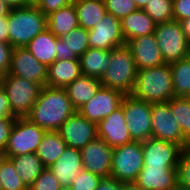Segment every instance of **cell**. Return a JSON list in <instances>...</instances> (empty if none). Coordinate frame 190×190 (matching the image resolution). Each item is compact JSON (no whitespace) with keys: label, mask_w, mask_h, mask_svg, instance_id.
<instances>
[{"label":"cell","mask_w":190,"mask_h":190,"mask_svg":"<svg viewBox=\"0 0 190 190\" xmlns=\"http://www.w3.org/2000/svg\"><path fill=\"white\" fill-rule=\"evenodd\" d=\"M75 112L65 88L45 85L26 118L45 131H59Z\"/></svg>","instance_id":"1"},{"label":"cell","mask_w":190,"mask_h":190,"mask_svg":"<svg viewBox=\"0 0 190 190\" xmlns=\"http://www.w3.org/2000/svg\"><path fill=\"white\" fill-rule=\"evenodd\" d=\"M131 95L151 104L169 101L174 97L170 64L138 70Z\"/></svg>","instance_id":"2"},{"label":"cell","mask_w":190,"mask_h":190,"mask_svg":"<svg viewBox=\"0 0 190 190\" xmlns=\"http://www.w3.org/2000/svg\"><path fill=\"white\" fill-rule=\"evenodd\" d=\"M8 27L9 44L13 48L26 47L32 39L47 28L46 16L34 3L11 8Z\"/></svg>","instance_id":"3"},{"label":"cell","mask_w":190,"mask_h":190,"mask_svg":"<svg viewBox=\"0 0 190 190\" xmlns=\"http://www.w3.org/2000/svg\"><path fill=\"white\" fill-rule=\"evenodd\" d=\"M137 67L130 49L124 45L111 50V59L100 82L103 87L116 89L124 95L132 93Z\"/></svg>","instance_id":"4"},{"label":"cell","mask_w":190,"mask_h":190,"mask_svg":"<svg viewBox=\"0 0 190 190\" xmlns=\"http://www.w3.org/2000/svg\"><path fill=\"white\" fill-rule=\"evenodd\" d=\"M0 85L8 96L11 111L16 117H26L31 112L42 88L39 83L10 73L0 77Z\"/></svg>","instance_id":"5"},{"label":"cell","mask_w":190,"mask_h":190,"mask_svg":"<svg viewBox=\"0 0 190 190\" xmlns=\"http://www.w3.org/2000/svg\"><path fill=\"white\" fill-rule=\"evenodd\" d=\"M164 62L172 64L190 55V42L178 21L159 23L154 32Z\"/></svg>","instance_id":"6"},{"label":"cell","mask_w":190,"mask_h":190,"mask_svg":"<svg viewBox=\"0 0 190 190\" xmlns=\"http://www.w3.org/2000/svg\"><path fill=\"white\" fill-rule=\"evenodd\" d=\"M46 131L26 117H16L3 155L6 158L35 153Z\"/></svg>","instance_id":"7"},{"label":"cell","mask_w":190,"mask_h":190,"mask_svg":"<svg viewBox=\"0 0 190 190\" xmlns=\"http://www.w3.org/2000/svg\"><path fill=\"white\" fill-rule=\"evenodd\" d=\"M132 141L143 142L152 138L151 103L125 95L120 104Z\"/></svg>","instance_id":"8"},{"label":"cell","mask_w":190,"mask_h":190,"mask_svg":"<svg viewBox=\"0 0 190 190\" xmlns=\"http://www.w3.org/2000/svg\"><path fill=\"white\" fill-rule=\"evenodd\" d=\"M143 165L142 142L132 141L113 148L110 176L121 182L135 181Z\"/></svg>","instance_id":"9"},{"label":"cell","mask_w":190,"mask_h":190,"mask_svg":"<svg viewBox=\"0 0 190 190\" xmlns=\"http://www.w3.org/2000/svg\"><path fill=\"white\" fill-rule=\"evenodd\" d=\"M152 138L164 140L187 148L189 140L183 135L174 118L169 101L151 104Z\"/></svg>","instance_id":"10"},{"label":"cell","mask_w":190,"mask_h":190,"mask_svg":"<svg viewBox=\"0 0 190 190\" xmlns=\"http://www.w3.org/2000/svg\"><path fill=\"white\" fill-rule=\"evenodd\" d=\"M90 48L112 50L126 45L120 20L106 13L95 26L88 31Z\"/></svg>","instance_id":"11"},{"label":"cell","mask_w":190,"mask_h":190,"mask_svg":"<svg viewBox=\"0 0 190 190\" xmlns=\"http://www.w3.org/2000/svg\"><path fill=\"white\" fill-rule=\"evenodd\" d=\"M124 96L119 90L101 86L95 96L82 105L77 112L90 122L98 124L120 106Z\"/></svg>","instance_id":"12"},{"label":"cell","mask_w":190,"mask_h":190,"mask_svg":"<svg viewBox=\"0 0 190 190\" xmlns=\"http://www.w3.org/2000/svg\"><path fill=\"white\" fill-rule=\"evenodd\" d=\"M8 73L39 83L42 87L46 85L47 66L40 63L27 47L13 48Z\"/></svg>","instance_id":"13"},{"label":"cell","mask_w":190,"mask_h":190,"mask_svg":"<svg viewBox=\"0 0 190 190\" xmlns=\"http://www.w3.org/2000/svg\"><path fill=\"white\" fill-rule=\"evenodd\" d=\"M59 134L69 147L81 149L98 137L97 124L77 111L60 127Z\"/></svg>","instance_id":"14"},{"label":"cell","mask_w":190,"mask_h":190,"mask_svg":"<svg viewBox=\"0 0 190 190\" xmlns=\"http://www.w3.org/2000/svg\"><path fill=\"white\" fill-rule=\"evenodd\" d=\"M83 169L102 178L109 177L111 173L113 148L101 138L88 143L80 149Z\"/></svg>","instance_id":"15"},{"label":"cell","mask_w":190,"mask_h":190,"mask_svg":"<svg viewBox=\"0 0 190 190\" xmlns=\"http://www.w3.org/2000/svg\"><path fill=\"white\" fill-rule=\"evenodd\" d=\"M97 134L111 148L132 142L121 105L97 124Z\"/></svg>","instance_id":"16"},{"label":"cell","mask_w":190,"mask_h":190,"mask_svg":"<svg viewBox=\"0 0 190 190\" xmlns=\"http://www.w3.org/2000/svg\"><path fill=\"white\" fill-rule=\"evenodd\" d=\"M182 148L172 142L148 138L142 142L144 164L177 166Z\"/></svg>","instance_id":"17"},{"label":"cell","mask_w":190,"mask_h":190,"mask_svg":"<svg viewBox=\"0 0 190 190\" xmlns=\"http://www.w3.org/2000/svg\"><path fill=\"white\" fill-rule=\"evenodd\" d=\"M138 70L163 65L164 59L154 34L133 38L126 42Z\"/></svg>","instance_id":"18"},{"label":"cell","mask_w":190,"mask_h":190,"mask_svg":"<svg viewBox=\"0 0 190 190\" xmlns=\"http://www.w3.org/2000/svg\"><path fill=\"white\" fill-rule=\"evenodd\" d=\"M135 182L144 190H169L177 183V166L144 164Z\"/></svg>","instance_id":"19"},{"label":"cell","mask_w":190,"mask_h":190,"mask_svg":"<svg viewBox=\"0 0 190 190\" xmlns=\"http://www.w3.org/2000/svg\"><path fill=\"white\" fill-rule=\"evenodd\" d=\"M49 169L53 172L62 187L70 186L73 179L83 169L80 149L67 146Z\"/></svg>","instance_id":"20"},{"label":"cell","mask_w":190,"mask_h":190,"mask_svg":"<svg viewBox=\"0 0 190 190\" xmlns=\"http://www.w3.org/2000/svg\"><path fill=\"white\" fill-rule=\"evenodd\" d=\"M82 75L79 59L55 60L47 67L46 85L65 88Z\"/></svg>","instance_id":"21"},{"label":"cell","mask_w":190,"mask_h":190,"mask_svg":"<svg viewBox=\"0 0 190 190\" xmlns=\"http://www.w3.org/2000/svg\"><path fill=\"white\" fill-rule=\"evenodd\" d=\"M125 42L144 35L154 34L156 23L143 10L138 9L120 20Z\"/></svg>","instance_id":"22"},{"label":"cell","mask_w":190,"mask_h":190,"mask_svg":"<svg viewBox=\"0 0 190 190\" xmlns=\"http://www.w3.org/2000/svg\"><path fill=\"white\" fill-rule=\"evenodd\" d=\"M101 86L102 84L99 79L82 75L68 84L65 89L73 108L77 111L95 96Z\"/></svg>","instance_id":"23"},{"label":"cell","mask_w":190,"mask_h":190,"mask_svg":"<svg viewBox=\"0 0 190 190\" xmlns=\"http://www.w3.org/2000/svg\"><path fill=\"white\" fill-rule=\"evenodd\" d=\"M47 28L58 38L79 27L74 2L46 16Z\"/></svg>","instance_id":"24"},{"label":"cell","mask_w":190,"mask_h":190,"mask_svg":"<svg viewBox=\"0 0 190 190\" xmlns=\"http://www.w3.org/2000/svg\"><path fill=\"white\" fill-rule=\"evenodd\" d=\"M56 37L48 28L38 34L26 46L40 63L50 66L56 60Z\"/></svg>","instance_id":"25"},{"label":"cell","mask_w":190,"mask_h":190,"mask_svg":"<svg viewBox=\"0 0 190 190\" xmlns=\"http://www.w3.org/2000/svg\"><path fill=\"white\" fill-rule=\"evenodd\" d=\"M111 59V50L89 48L80 58L82 74L101 79Z\"/></svg>","instance_id":"26"},{"label":"cell","mask_w":190,"mask_h":190,"mask_svg":"<svg viewBox=\"0 0 190 190\" xmlns=\"http://www.w3.org/2000/svg\"><path fill=\"white\" fill-rule=\"evenodd\" d=\"M13 162L18 176L23 183L29 188L45 169L41 159L36 153H27L9 157Z\"/></svg>","instance_id":"27"},{"label":"cell","mask_w":190,"mask_h":190,"mask_svg":"<svg viewBox=\"0 0 190 190\" xmlns=\"http://www.w3.org/2000/svg\"><path fill=\"white\" fill-rule=\"evenodd\" d=\"M79 27L89 31L107 13L104 0L74 1Z\"/></svg>","instance_id":"28"},{"label":"cell","mask_w":190,"mask_h":190,"mask_svg":"<svg viewBox=\"0 0 190 190\" xmlns=\"http://www.w3.org/2000/svg\"><path fill=\"white\" fill-rule=\"evenodd\" d=\"M67 146L58 131H46L35 153L45 168H49L61 156Z\"/></svg>","instance_id":"29"},{"label":"cell","mask_w":190,"mask_h":190,"mask_svg":"<svg viewBox=\"0 0 190 190\" xmlns=\"http://www.w3.org/2000/svg\"><path fill=\"white\" fill-rule=\"evenodd\" d=\"M174 97L190 96V56L170 64Z\"/></svg>","instance_id":"30"},{"label":"cell","mask_w":190,"mask_h":190,"mask_svg":"<svg viewBox=\"0 0 190 190\" xmlns=\"http://www.w3.org/2000/svg\"><path fill=\"white\" fill-rule=\"evenodd\" d=\"M61 39L66 42L68 48V60L79 59L90 47L88 41V31L78 27L71 30Z\"/></svg>","instance_id":"31"},{"label":"cell","mask_w":190,"mask_h":190,"mask_svg":"<svg viewBox=\"0 0 190 190\" xmlns=\"http://www.w3.org/2000/svg\"><path fill=\"white\" fill-rule=\"evenodd\" d=\"M170 109L180 124L183 135L190 139V99L188 97H172L169 100Z\"/></svg>","instance_id":"32"},{"label":"cell","mask_w":190,"mask_h":190,"mask_svg":"<svg viewBox=\"0 0 190 190\" xmlns=\"http://www.w3.org/2000/svg\"><path fill=\"white\" fill-rule=\"evenodd\" d=\"M0 177L3 190H28L18 176L13 162L4 155L0 157Z\"/></svg>","instance_id":"33"},{"label":"cell","mask_w":190,"mask_h":190,"mask_svg":"<svg viewBox=\"0 0 190 190\" xmlns=\"http://www.w3.org/2000/svg\"><path fill=\"white\" fill-rule=\"evenodd\" d=\"M143 10L156 24L174 20L173 0H149Z\"/></svg>","instance_id":"34"},{"label":"cell","mask_w":190,"mask_h":190,"mask_svg":"<svg viewBox=\"0 0 190 190\" xmlns=\"http://www.w3.org/2000/svg\"><path fill=\"white\" fill-rule=\"evenodd\" d=\"M107 13L121 20L139 8L134 0H104Z\"/></svg>","instance_id":"35"},{"label":"cell","mask_w":190,"mask_h":190,"mask_svg":"<svg viewBox=\"0 0 190 190\" xmlns=\"http://www.w3.org/2000/svg\"><path fill=\"white\" fill-rule=\"evenodd\" d=\"M62 186L53 172L45 168L28 190H61Z\"/></svg>","instance_id":"36"},{"label":"cell","mask_w":190,"mask_h":190,"mask_svg":"<svg viewBox=\"0 0 190 190\" xmlns=\"http://www.w3.org/2000/svg\"><path fill=\"white\" fill-rule=\"evenodd\" d=\"M102 177L93 174L86 169H82L79 175L73 179L71 187L75 190H95L99 185Z\"/></svg>","instance_id":"37"},{"label":"cell","mask_w":190,"mask_h":190,"mask_svg":"<svg viewBox=\"0 0 190 190\" xmlns=\"http://www.w3.org/2000/svg\"><path fill=\"white\" fill-rule=\"evenodd\" d=\"M177 183L190 189V150L184 148L177 165Z\"/></svg>","instance_id":"38"},{"label":"cell","mask_w":190,"mask_h":190,"mask_svg":"<svg viewBox=\"0 0 190 190\" xmlns=\"http://www.w3.org/2000/svg\"><path fill=\"white\" fill-rule=\"evenodd\" d=\"M38 9L45 15H49L52 12L59 10L72 3L71 0H35L33 2Z\"/></svg>","instance_id":"39"},{"label":"cell","mask_w":190,"mask_h":190,"mask_svg":"<svg viewBox=\"0 0 190 190\" xmlns=\"http://www.w3.org/2000/svg\"><path fill=\"white\" fill-rule=\"evenodd\" d=\"M13 47L0 41V77L5 76L10 68Z\"/></svg>","instance_id":"40"},{"label":"cell","mask_w":190,"mask_h":190,"mask_svg":"<svg viewBox=\"0 0 190 190\" xmlns=\"http://www.w3.org/2000/svg\"><path fill=\"white\" fill-rule=\"evenodd\" d=\"M173 17L175 21L190 18V0H173Z\"/></svg>","instance_id":"41"},{"label":"cell","mask_w":190,"mask_h":190,"mask_svg":"<svg viewBox=\"0 0 190 190\" xmlns=\"http://www.w3.org/2000/svg\"><path fill=\"white\" fill-rule=\"evenodd\" d=\"M16 117L0 118V150L4 153Z\"/></svg>","instance_id":"42"},{"label":"cell","mask_w":190,"mask_h":190,"mask_svg":"<svg viewBox=\"0 0 190 190\" xmlns=\"http://www.w3.org/2000/svg\"><path fill=\"white\" fill-rule=\"evenodd\" d=\"M5 117H16V116L12 113L8 96L6 95L2 86L0 85V118H5Z\"/></svg>","instance_id":"43"},{"label":"cell","mask_w":190,"mask_h":190,"mask_svg":"<svg viewBox=\"0 0 190 190\" xmlns=\"http://www.w3.org/2000/svg\"><path fill=\"white\" fill-rule=\"evenodd\" d=\"M95 190H121V181L111 176L104 177Z\"/></svg>","instance_id":"44"},{"label":"cell","mask_w":190,"mask_h":190,"mask_svg":"<svg viewBox=\"0 0 190 190\" xmlns=\"http://www.w3.org/2000/svg\"><path fill=\"white\" fill-rule=\"evenodd\" d=\"M8 15L0 16V41L9 44Z\"/></svg>","instance_id":"45"},{"label":"cell","mask_w":190,"mask_h":190,"mask_svg":"<svg viewBox=\"0 0 190 190\" xmlns=\"http://www.w3.org/2000/svg\"><path fill=\"white\" fill-rule=\"evenodd\" d=\"M56 60H68V48L66 42L59 38L56 41Z\"/></svg>","instance_id":"46"},{"label":"cell","mask_w":190,"mask_h":190,"mask_svg":"<svg viewBox=\"0 0 190 190\" xmlns=\"http://www.w3.org/2000/svg\"><path fill=\"white\" fill-rule=\"evenodd\" d=\"M2 1L11 8L23 7L32 3L30 0H2Z\"/></svg>","instance_id":"47"},{"label":"cell","mask_w":190,"mask_h":190,"mask_svg":"<svg viewBox=\"0 0 190 190\" xmlns=\"http://www.w3.org/2000/svg\"><path fill=\"white\" fill-rule=\"evenodd\" d=\"M186 39L190 42V18L179 22Z\"/></svg>","instance_id":"48"},{"label":"cell","mask_w":190,"mask_h":190,"mask_svg":"<svg viewBox=\"0 0 190 190\" xmlns=\"http://www.w3.org/2000/svg\"><path fill=\"white\" fill-rule=\"evenodd\" d=\"M121 190H144L135 181L121 182Z\"/></svg>","instance_id":"49"},{"label":"cell","mask_w":190,"mask_h":190,"mask_svg":"<svg viewBox=\"0 0 190 190\" xmlns=\"http://www.w3.org/2000/svg\"><path fill=\"white\" fill-rule=\"evenodd\" d=\"M10 10L11 7L4 3L2 0H0V16L9 15Z\"/></svg>","instance_id":"50"},{"label":"cell","mask_w":190,"mask_h":190,"mask_svg":"<svg viewBox=\"0 0 190 190\" xmlns=\"http://www.w3.org/2000/svg\"><path fill=\"white\" fill-rule=\"evenodd\" d=\"M139 9H143L149 0H134Z\"/></svg>","instance_id":"51"},{"label":"cell","mask_w":190,"mask_h":190,"mask_svg":"<svg viewBox=\"0 0 190 190\" xmlns=\"http://www.w3.org/2000/svg\"><path fill=\"white\" fill-rule=\"evenodd\" d=\"M169 190H190L187 187H183L180 184L176 183L172 188H170Z\"/></svg>","instance_id":"52"},{"label":"cell","mask_w":190,"mask_h":190,"mask_svg":"<svg viewBox=\"0 0 190 190\" xmlns=\"http://www.w3.org/2000/svg\"><path fill=\"white\" fill-rule=\"evenodd\" d=\"M61 190H75L73 187L70 186H66V187H62Z\"/></svg>","instance_id":"53"},{"label":"cell","mask_w":190,"mask_h":190,"mask_svg":"<svg viewBox=\"0 0 190 190\" xmlns=\"http://www.w3.org/2000/svg\"><path fill=\"white\" fill-rule=\"evenodd\" d=\"M0 190H3V185H2L1 177H0Z\"/></svg>","instance_id":"54"},{"label":"cell","mask_w":190,"mask_h":190,"mask_svg":"<svg viewBox=\"0 0 190 190\" xmlns=\"http://www.w3.org/2000/svg\"><path fill=\"white\" fill-rule=\"evenodd\" d=\"M187 149L190 150V139H189V142H188Z\"/></svg>","instance_id":"55"},{"label":"cell","mask_w":190,"mask_h":190,"mask_svg":"<svg viewBox=\"0 0 190 190\" xmlns=\"http://www.w3.org/2000/svg\"><path fill=\"white\" fill-rule=\"evenodd\" d=\"M3 156V152L0 150V157H2Z\"/></svg>","instance_id":"56"}]
</instances>
